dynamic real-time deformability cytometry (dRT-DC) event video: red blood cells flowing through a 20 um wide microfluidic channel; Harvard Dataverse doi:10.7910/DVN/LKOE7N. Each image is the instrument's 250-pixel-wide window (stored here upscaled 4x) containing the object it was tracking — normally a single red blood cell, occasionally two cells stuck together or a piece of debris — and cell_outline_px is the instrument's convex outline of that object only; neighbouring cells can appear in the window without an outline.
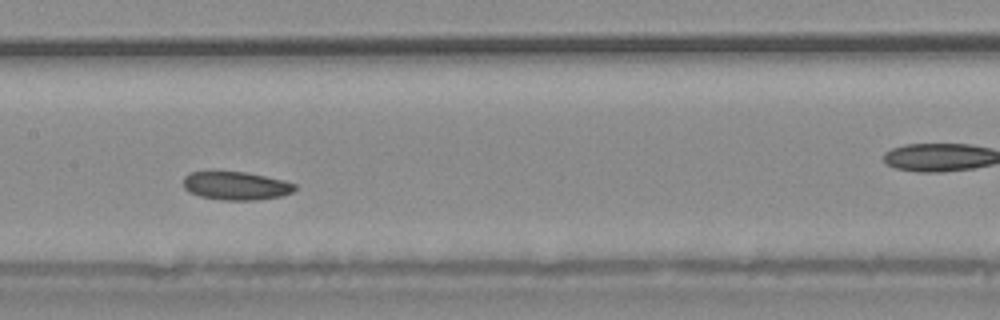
{"species": "common noctule bat (a hibernating species)", "species_latin": "Nyctalus noctula", "temperature_condition": "warm", "stored_images_in_passage": 37, "camera_frame_rate_fps": 3000, "um_per_image_px": 0.085, "animal": {"sex": "male", "body_mass_g": 20.4}, "frame": {"image": 1, "passage_image": 16, "time_ms": 5.0, "image_size_px": [1000, 320], "cell_outline_px": [[296, 188], [292, 192], [280, 196], [256, 200], [220, 200], [200, 196], [188, 192], [184, 188], [184, 176], [192, 172], [248, 172], [284, 180], [296, 184]], "centroid_in_image_um": [20.07, 15.79], "position_along_channel_um": 187.3, "area_um2": 18.38}}
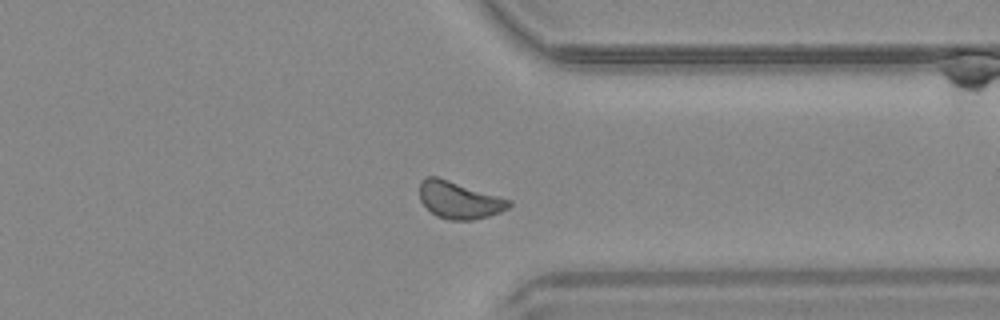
{"frame": {"image": 2, "passage_image": 27, "time_ms": 8.667, "image_size_px": [1000, 320], "cell_outline_px": [[512, 204], [508, 208], [500, 212], [488, 216], [472, 220], [448, 220], [436, 216], [420, 200], [420, 180], [428, 176], [436, 176], [512, 200]], "centroid_in_image_um": [39.03, 17.01], "position_along_channel_um": 372.4, "area_um2": 19.25}}